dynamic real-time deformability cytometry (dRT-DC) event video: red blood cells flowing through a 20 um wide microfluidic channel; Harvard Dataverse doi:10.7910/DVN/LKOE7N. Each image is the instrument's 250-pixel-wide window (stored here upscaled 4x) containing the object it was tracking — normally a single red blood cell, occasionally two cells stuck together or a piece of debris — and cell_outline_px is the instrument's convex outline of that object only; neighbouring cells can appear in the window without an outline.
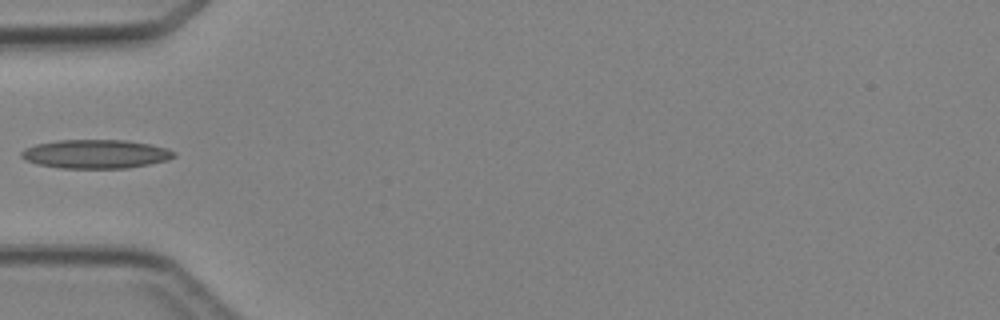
{"species": "Egyptian fruit bat (a non-hibernating species)", "species_latin": "Rousettus aegyptiacus", "temperature_condition": "cold", "stored_images_in_passage": 1, "camera_frame_rate_fps": 3000, "um_per_image_px": 0.085, "animal": {"sex": "female"}, "frame": {"image": 1, "passage_image": 1, "time_ms": 0.0, "image_size_px": [1000, 320], "cell_outline_px": [[176, 156], [168, 160], [128, 168], [60, 168], [36, 164], [24, 160], [20, 156], [20, 152], [24, 148], [36, 144], [56, 140], [124, 140], [148, 144], [168, 148], [176, 152]], "centroid_in_image_um": [8.1, 13.09], "position_along_channel_um": 76.9, "area_um2": 25.78}}